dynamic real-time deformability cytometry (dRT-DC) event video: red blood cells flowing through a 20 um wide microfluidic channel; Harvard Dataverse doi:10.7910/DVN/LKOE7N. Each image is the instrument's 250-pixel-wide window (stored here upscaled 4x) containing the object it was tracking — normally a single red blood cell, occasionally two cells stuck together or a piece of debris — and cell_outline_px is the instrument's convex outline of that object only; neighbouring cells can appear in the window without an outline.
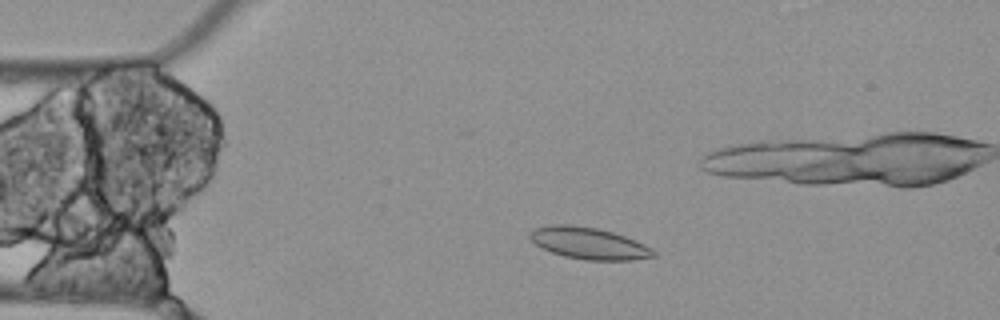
{"species": "Egyptian fruit bat (a non-hibernating species)", "species_latin": "Rousettus aegyptiacus", "temperature_condition": "cold", "stored_images_in_passage": 6, "camera_frame_rate_fps": 3000, "um_per_image_px": 0.085, "animal": {"sex": "female"}, "frame": {"image": 1, "passage_image": 4, "time_ms": 1.0, "image_size_px": [1000, 320], "cell_outline_px": [[656, 256], [632, 260], [584, 260], [564, 256], [540, 248], [528, 236], [536, 228], [552, 224], [568, 224], [596, 228], [612, 232], [636, 240], [652, 248], [656, 252]], "centroid_in_image_um": [50.07, 20.68], "position_along_channel_um": 34.9, "area_um2": 22.77}}